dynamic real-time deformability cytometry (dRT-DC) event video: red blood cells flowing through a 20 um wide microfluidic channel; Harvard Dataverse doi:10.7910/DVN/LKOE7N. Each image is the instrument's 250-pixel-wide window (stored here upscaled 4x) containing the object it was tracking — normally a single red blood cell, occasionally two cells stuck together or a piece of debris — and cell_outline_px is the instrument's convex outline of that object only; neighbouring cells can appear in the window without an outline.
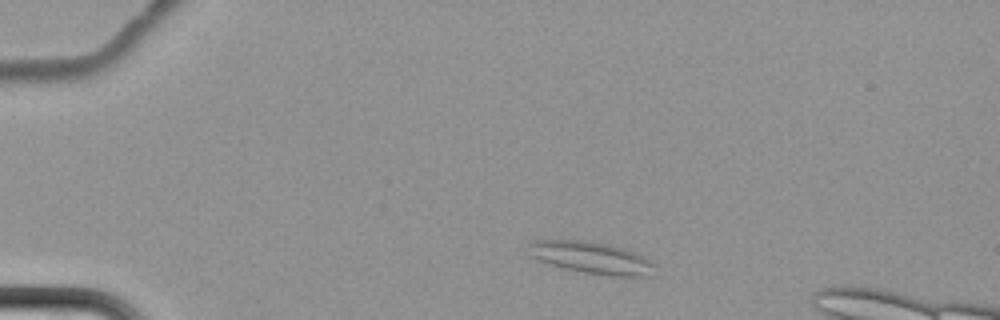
{"species": "common noctule bat (a hibernating species)", "species_latin": "Nyctalus noctula", "temperature_condition": "cold", "stored_images_in_passage": 4, "camera_frame_rate_fps": 3000, "um_per_image_px": 0.085, "animal": {"sex": "female", "body_mass_g": 22.7, "forearm_length_mm": 54.2}, "frame": {"image": 1, "passage_image": 2, "time_ms": 1.0, "image_size_px": [1000, 320], "cell_outline_px": [[656, 264], [652, 276], [612, 276], [584, 272], [564, 268], [528, 256], [528, 244], [532, 240], [588, 240], [608, 244], [624, 248], [636, 252], [644, 256]], "centroid_in_image_um": [50.29, 21.89], "position_along_channel_um": 34.7, "area_um2": 23.76}}